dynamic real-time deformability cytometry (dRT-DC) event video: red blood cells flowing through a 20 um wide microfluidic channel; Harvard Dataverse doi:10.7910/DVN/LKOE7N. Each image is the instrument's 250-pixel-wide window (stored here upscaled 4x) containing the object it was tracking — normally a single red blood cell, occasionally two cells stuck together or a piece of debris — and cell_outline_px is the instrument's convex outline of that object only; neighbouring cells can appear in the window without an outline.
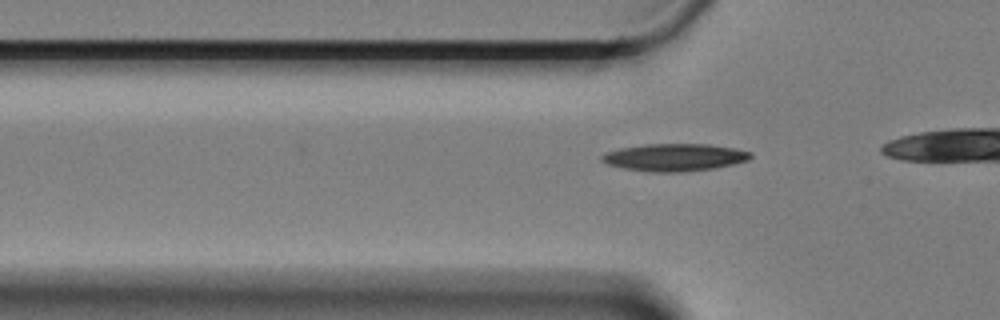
{"species": "Egyptian fruit bat (a non-hibernating species)", "species_latin": "Rousettus aegyptiacus", "temperature_condition": "cold", "stored_images_in_passage": 19, "camera_frame_rate_fps": 3000, "um_per_image_px": 0.085, "animal": {"sex": "female"}, "frame": {"image": 1, "passage_image": 2, "time_ms": 0.333, "image_size_px": [1000, 320], "cell_outline_px": [[752, 156], [748, 160], [716, 168], [684, 172], [648, 172], [624, 168], [608, 164], [600, 160], [600, 156], [604, 152], [620, 148], [644, 144], [708, 144], [732, 148], [752, 152]], "centroid_in_image_um": [57.3, 13.38], "position_along_channel_um": 68.5, "area_um2": 23.87}}
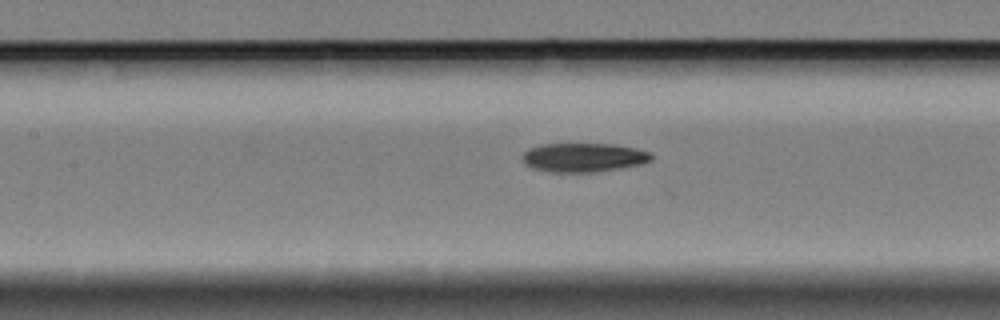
{"frame": {"image": 2, "passage_image": 10, "time_ms": 3.0, "image_size_px": [1000, 320], "cell_outline_px": [[652, 160], [640, 164], [620, 168], [596, 172], [548, 172], [532, 168], [524, 164], [524, 152], [540, 144], [612, 144], [636, 148], [652, 152]], "centroid_in_image_um": [49.63, 13.39], "position_along_channel_um": 157.8, "area_um2": 21.73}}
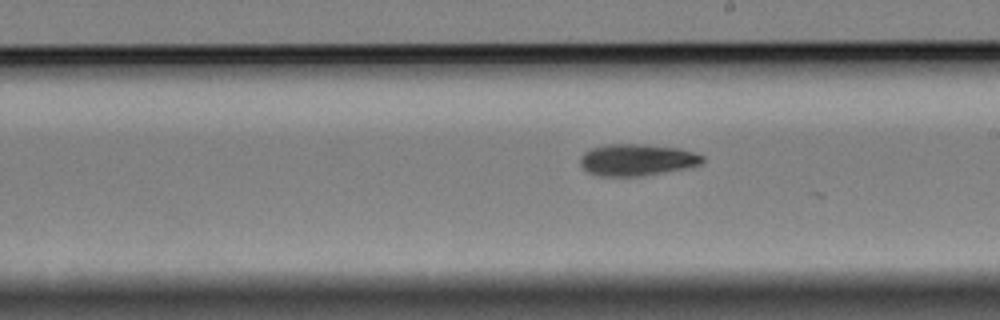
{"frame": {"image": 3, "passage_image": 17, "time_ms": 5.333, "image_size_px": [1000, 320], "cell_outline_px": [[704, 160], [700, 164], [684, 168], [664, 172], [640, 176], [600, 176], [588, 172], [580, 164], [580, 156], [588, 148], [608, 144], [640, 144], [676, 148], [692, 152], [704, 156]], "centroid_in_image_um": [54.08, 13.58], "position_along_channel_um": 234.9, "area_um2": 22.43}}